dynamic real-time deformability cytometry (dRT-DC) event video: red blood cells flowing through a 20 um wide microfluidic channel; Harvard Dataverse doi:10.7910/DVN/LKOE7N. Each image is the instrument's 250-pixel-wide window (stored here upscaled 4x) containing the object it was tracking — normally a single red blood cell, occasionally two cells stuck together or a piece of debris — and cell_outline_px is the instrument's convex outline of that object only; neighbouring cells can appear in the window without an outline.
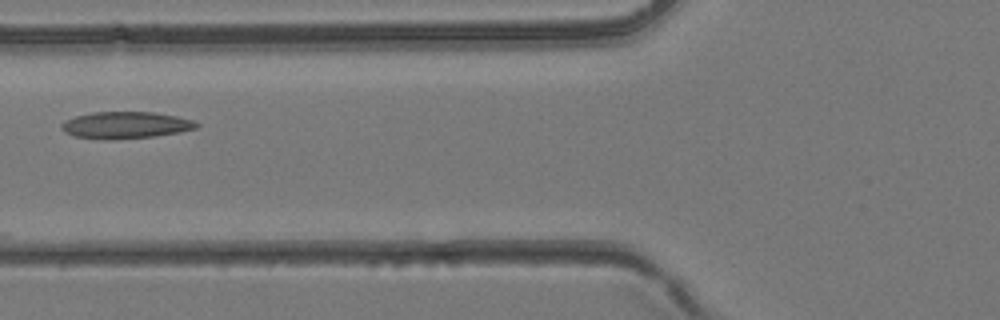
{"species": "common noctule bat (a hibernating species)", "species_latin": "Nyctalus noctula", "temperature_condition": "room temperature", "stored_images_in_passage": 26, "camera_frame_rate_fps": 3000, "um_per_image_px": 0.085, "animal": {"sex": "female", "body_mass_g": 24.6, "forearm_length_mm": 56.2}, "frame": {"image": 1, "passage_image": 13, "time_ms": 4.0, "image_size_px": [1000, 320], "cell_outline_px": [[200, 124], [196, 128], [180, 132], [156, 136], [112, 140], [104, 140], [76, 136], [64, 132], [60, 128], [60, 124], [64, 120], [76, 116], [92, 112], [156, 112], [176, 116], [192, 120]], "centroid_in_image_um": [10.65, 10.64], "position_along_channel_um": 115.1, "area_um2": 21.27}}
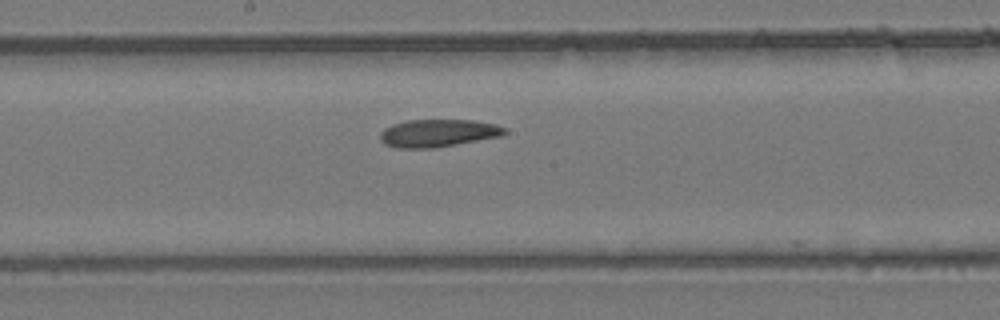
{"frame": {"image": 2, "passage_image": 19, "time_ms": 6.0, "image_size_px": [1000, 320], "cell_outline_px": [[508, 132], [500, 136], [456, 144], [432, 148], [396, 148], [384, 144], [380, 140], [380, 132], [384, 128], [392, 124], [408, 120], [472, 120], [496, 124], [508, 128]], "centroid_in_image_um": [37.22, 11.31], "position_along_channel_um": 211.0, "area_um2": 20.11}}
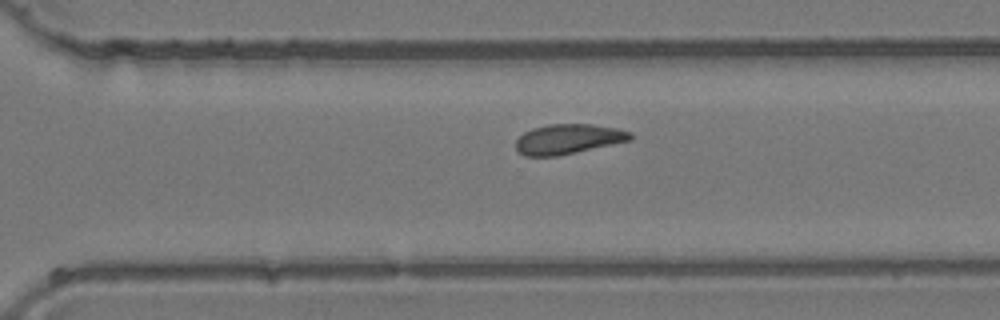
{"frame": {"image": 3, "passage_image": 26, "time_ms": 8.333, "image_size_px": [1000, 320], "cell_outline_px": [[632, 140], [576, 152], [556, 156], [524, 156], [516, 148], [516, 140], [524, 132], [532, 128], [548, 124], [592, 124], [616, 128], [632, 132]], "centroid_in_image_um": [48.3, 11.81], "position_along_channel_um": 322.3, "area_um2": 19.94}}